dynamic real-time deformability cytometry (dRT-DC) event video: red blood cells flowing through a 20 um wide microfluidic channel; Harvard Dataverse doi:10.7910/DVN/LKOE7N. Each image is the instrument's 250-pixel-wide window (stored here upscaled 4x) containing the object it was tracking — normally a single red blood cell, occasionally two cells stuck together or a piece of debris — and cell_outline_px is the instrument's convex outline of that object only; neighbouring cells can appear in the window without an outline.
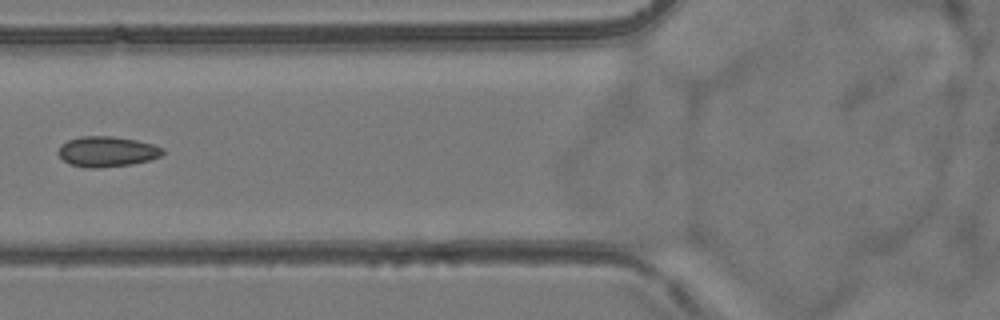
{"species": "common noctule bat (a hibernating species)", "species_latin": "Nyctalus noctula", "temperature_condition": "room temperature", "stored_images_in_passage": 7, "camera_frame_rate_fps": 3000, "um_per_image_px": 0.085, "animal": {"sex": "female", "body_mass_g": 24.6, "forearm_length_mm": 56.2}, "frame": {"image": 1, "passage_image": 6, "time_ms": 5.667, "image_size_px": [1000, 320], "cell_outline_px": [[164, 152], [160, 156], [148, 160], [132, 164], [100, 168], [88, 168], [68, 164], [56, 152], [60, 144], [68, 140], [80, 136], [112, 136], [136, 140], [152, 144], [164, 148]], "centroid_in_image_um": [9.05, 12.88], "position_along_channel_um": 116.7, "area_um2": 18.61}}
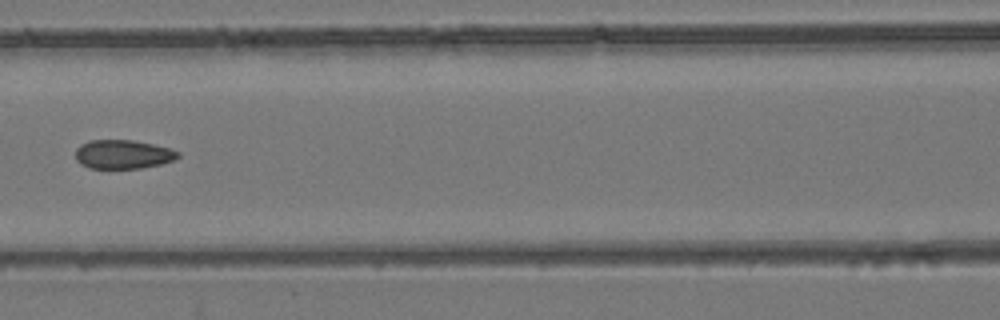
{"frame": {"image": 2, "passage_image": 7, "time_ms": 6.667, "image_size_px": [1000, 320], "cell_outline_px": [[180, 156], [176, 160], [160, 164], [140, 168], [88, 168], [80, 164], [76, 160], [76, 148], [80, 144], [92, 140], [132, 140], [152, 144], [168, 148], [180, 152]], "centroid_in_image_um": [10.45, 13.12], "position_along_channel_um": 156.2, "area_um2": 17.28}}